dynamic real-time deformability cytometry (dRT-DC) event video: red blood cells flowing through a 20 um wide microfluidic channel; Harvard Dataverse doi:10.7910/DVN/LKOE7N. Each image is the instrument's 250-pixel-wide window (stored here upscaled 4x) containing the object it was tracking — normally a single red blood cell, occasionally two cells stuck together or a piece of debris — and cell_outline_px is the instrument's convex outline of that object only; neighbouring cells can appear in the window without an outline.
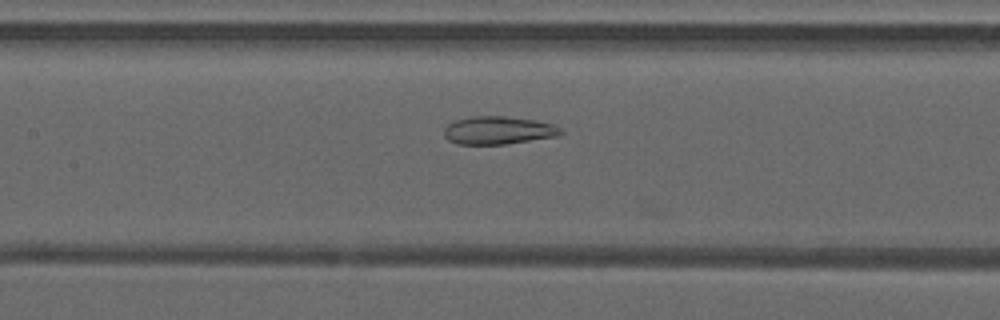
{"species": "common noctule bat (a hibernating species)", "species_latin": "Nyctalus noctula", "temperature_condition": "warm", "stored_images_in_passage": 48, "camera_frame_rate_fps": 3000, "um_per_image_px": 0.085, "animal": {"sex": "male", "forearm_length_mm": 52.5}, "frame": {"image": 1, "passage_image": 22, "time_ms": 7.0, "image_size_px": [1000, 320], "cell_outline_px": [[564, 132], [556, 136], [504, 144], [456, 144], [448, 140], [444, 136], [444, 128], [448, 124], [456, 120], [472, 116], [504, 116], [536, 120], [556, 124]], "centroid_in_image_um": [42.35, 11.07], "position_along_channel_um": 165.1, "area_um2": 19.02}}
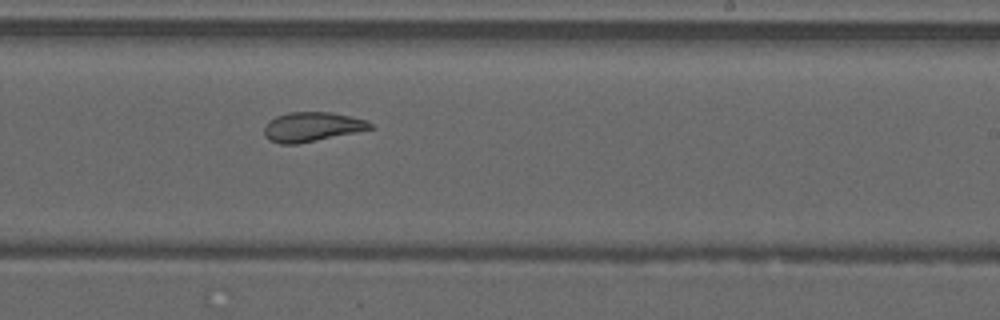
{"frame": {"image": 2, "passage_image": 29, "time_ms": 9.333, "image_size_px": [1000, 320], "cell_outline_px": [[372, 128], [356, 132], [296, 144], [280, 144], [268, 140], [264, 136], [264, 128], [268, 120], [276, 116], [288, 112], [328, 112], [348, 116], [364, 120], [372, 124]], "centroid_in_image_um": [26.43, 10.78], "position_along_channel_um": 262.6, "area_um2": 17.98}}
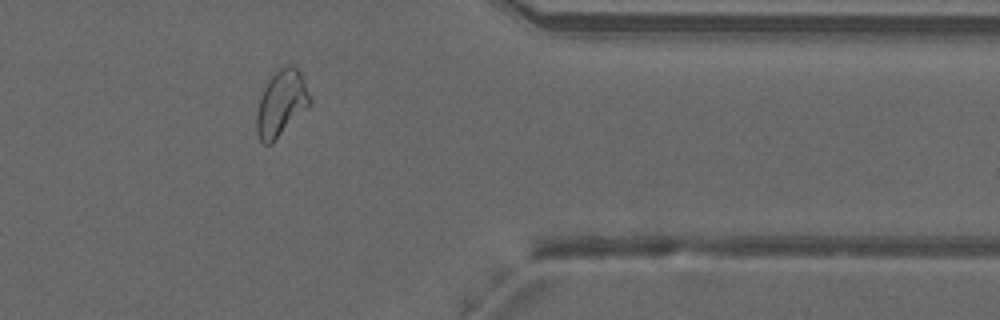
{"frame": {"image": 3, "passage_image": 39, "time_ms": 12.667, "image_size_px": [1000, 320], "cell_outline_px": [[312, 100], [308, 108], [272, 144], [264, 144], [260, 140], [256, 132], [256, 116], [260, 96], [268, 80], [280, 68], [288, 64], [292, 64], [300, 72], [304, 80]], "centroid_in_image_um": [23.91, 8.8], "position_along_channel_um": 387.5, "area_um2": 20.58}, "authors_computed_cell_mechanics": {"area_um2": 22.1085, "velocity_mm_per_s": 4.2057, "shape_relaxation_time_tau1_ms": null, "shape_relaxation_time_tau2_ms": 1.6085, "deformation_change_tau1": null, "deformation_change_tau2": 0.0743}}